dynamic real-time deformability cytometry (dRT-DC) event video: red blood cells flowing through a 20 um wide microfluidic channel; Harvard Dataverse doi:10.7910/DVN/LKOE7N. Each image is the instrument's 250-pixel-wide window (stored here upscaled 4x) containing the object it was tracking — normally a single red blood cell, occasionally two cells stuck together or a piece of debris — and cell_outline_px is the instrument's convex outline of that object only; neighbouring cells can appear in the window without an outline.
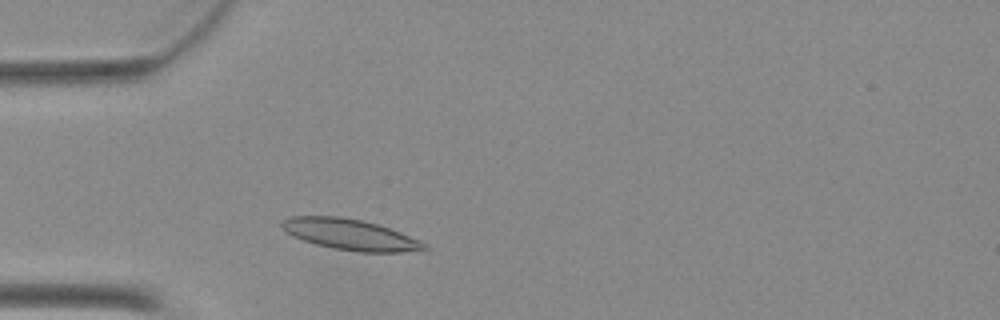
{"species": "Egyptian fruit bat (a non-hibernating species)", "species_latin": "Rousettus aegyptiacus", "temperature_condition": "warm", "stored_images_in_passage": 35, "camera_frame_rate_fps": 3000, "um_per_image_px": 0.085, "animal": {"sex": "female"}, "frame": {"image": 1, "passage_image": 6, "time_ms": 1.667, "image_size_px": [1000, 320], "cell_outline_px": [[432, 248], [428, 252], [356, 252], [332, 248], [316, 244], [292, 236], [280, 228], [280, 220], [288, 216], [340, 216], [364, 220], [400, 232], [420, 240], [428, 244]], "centroid_in_image_um": [29.82, 19.95], "position_along_channel_um": 55.2, "area_um2": 26.3}}
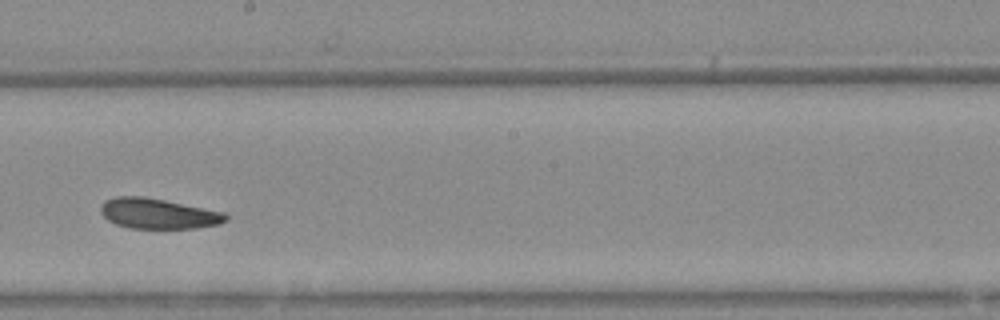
{"frame": {"image": 2, "passage_image": 20, "time_ms": 6.333, "image_size_px": [1000, 320], "cell_outline_px": [[228, 220], [220, 224], [196, 228], [128, 228], [116, 224], [108, 220], [100, 212], [100, 208], [104, 200], [116, 196], [144, 196], [224, 212], [228, 216]], "centroid_in_image_um": [13.43, 18.15], "position_along_channel_um": 234.8, "area_um2": 22.14}}
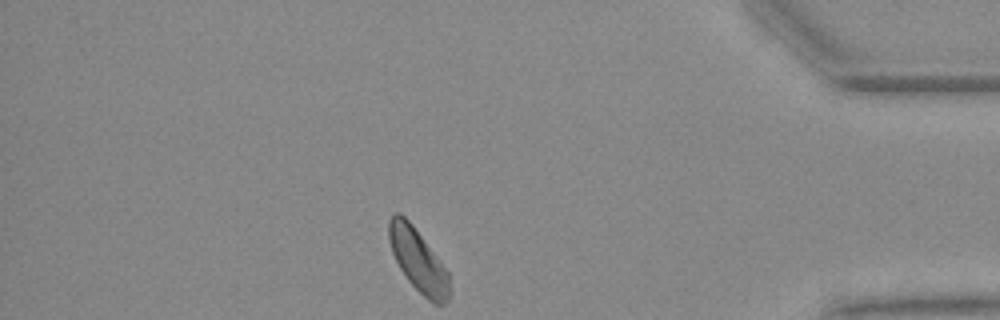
{"frame": {"image": 3, "passage_image": 35, "time_ms": 11.333, "image_size_px": [1000, 320], "cell_outline_px": [[448, 300], [444, 304], [432, 304], [408, 280], [400, 268], [392, 252], [388, 240], [388, 220], [396, 212], [400, 212], [412, 224], [448, 272]], "centroid_in_image_um": [35.5, 22.11], "position_along_channel_um": 399.7, "area_um2": 21.68}}